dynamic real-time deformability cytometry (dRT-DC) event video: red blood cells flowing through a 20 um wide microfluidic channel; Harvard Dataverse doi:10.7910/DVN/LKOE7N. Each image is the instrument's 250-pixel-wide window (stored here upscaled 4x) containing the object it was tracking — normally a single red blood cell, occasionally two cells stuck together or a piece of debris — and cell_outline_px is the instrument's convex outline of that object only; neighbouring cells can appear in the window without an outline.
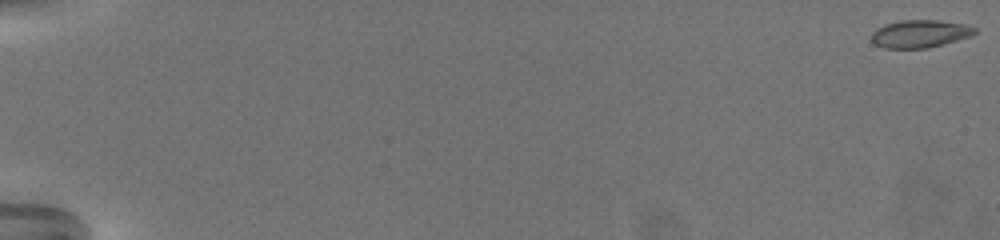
{"species": "common noctule bat (a hibernating species)", "species_latin": "Nyctalus noctula", "temperature_condition": "warm", "stored_images_in_passage": 68, "camera_frame_rate_fps": 3000, "um_per_image_px": 0.085, "animal": {"sex": "female", "body_mass_g": 19.5, "forearm_length_mm": 54.1}, "frame": {"image": 1, "passage_image": 1, "time_ms": 0.0, "image_size_px": [1000, 240], "cell_outline_px": [[976, 32], [972, 36], [944, 44], [928, 48], [884, 48], [876, 44], [872, 40], [872, 32], [876, 28], [884, 24], [900, 20], [936, 20], [964, 24], [976, 28]], "centroid_in_image_um": [78.2, 2.87], "position_along_channel_um": 6.8, "area_um2": 16.7}}
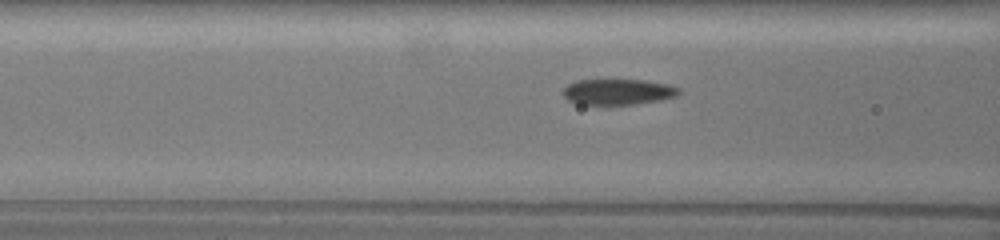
{"frame": {"image": 2, "passage_image": 31, "time_ms": 10.0, "image_size_px": [1000, 240], "cell_outline_px": [[684, 92], [676, 96], [660, 100], [636, 104], [576, 104], [568, 100], [564, 96], [564, 88], [568, 84], [576, 80], [644, 80], [668, 84], [680, 88]], "centroid_in_image_um": [52.57, 7.8], "position_along_channel_um": 114.0, "area_um2": 17.46}}
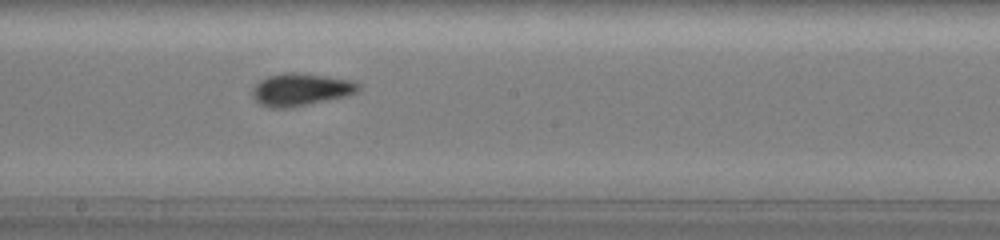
{"frame": {"image": 3, "passage_image": 41, "time_ms": 13.333, "image_size_px": [1000, 240], "cell_outline_px": [[360, 88], [356, 92], [348, 96], [288, 108], [268, 108], [260, 104], [252, 96], [252, 88], [260, 80], [268, 76], [284, 72], [296, 72], [328, 76], [352, 80], [360, 84]], "centroid_in_image_um": [25.56, 7.61], "position_along_channel_um": 222.6, "area_um2": 20.23}, "authors_computed_cell_mechanics": {"area_um2": 17.4267, "velocity_mm_per_s": 3.2527, "shape_relaxation_time_tau1_ms": 3.3917, "shape_relaxation_time_tau2_ms": 0.9023, "deformation_change_tau1": 0.1439, "deformation_change_tau2": 0.0536}}